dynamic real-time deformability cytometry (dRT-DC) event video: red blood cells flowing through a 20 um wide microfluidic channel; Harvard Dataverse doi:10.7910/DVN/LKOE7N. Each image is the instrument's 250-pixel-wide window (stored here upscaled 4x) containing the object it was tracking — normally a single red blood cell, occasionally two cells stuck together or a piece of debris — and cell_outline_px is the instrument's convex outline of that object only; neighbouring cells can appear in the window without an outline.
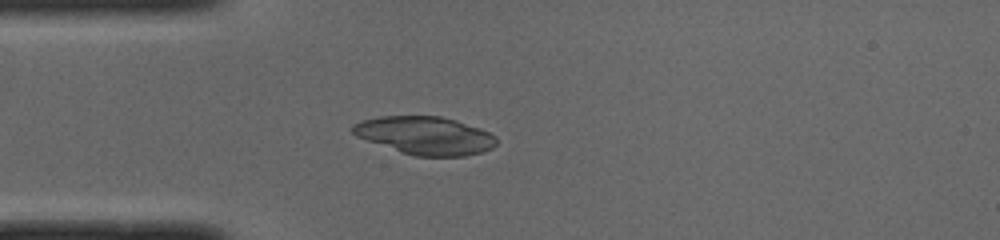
{"species": "common noctule bat (a hibernating species)", "species_latin": "Nyctalus noctula", "temperature_condition": "cold", "stored_images_in_passage": 38, "camera_frame_rate_fps": 3000, "um_per_image_px": 0.085, "animal": {"sex": "male", "body_mass_g": 19.0, "forearm_length_mm": 50.8}, "frame": {"image": 1, "passage_image": 1, "time_ms": 0.0, "image_size_px": [1000, 240], "cell_outline_px": [[496, 144], [492, 148], [484, 152], [464, 156], [416, 156], [356, 136], [352, 132], [352, 124], [360, 120], [380, 116], [440, 116], [456, 120], [480, 128], [496, 136]], "centroid_in_image_um": [36.16, 11.51], "position_along_channel_um": 48.8, "area_um2": 31.62}}
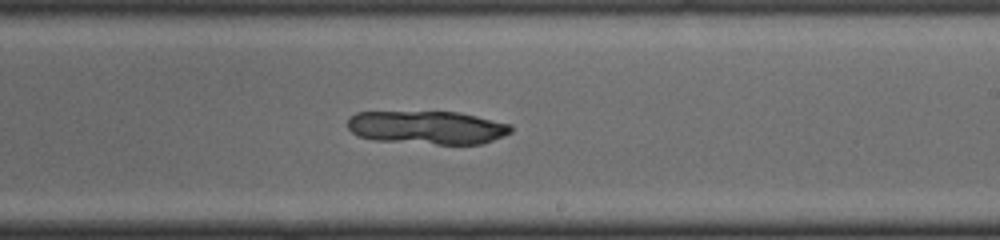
{"frame": {"image": 2, "passage_image": 17, "time_ms": 5.333, "image_size_px": [1000, 240], "cell_outline_px": [[512, 132], [504, 136], [484, 144], [436, 144], [372, 140], [356, 136], [348, 128], [348, 120], [356, 112], [460, 112], [512, 124]], "centroid_in_image_um": [36.35, 10.84], "position_along_channel_um": 252.7, "area_um2": 31.96}}
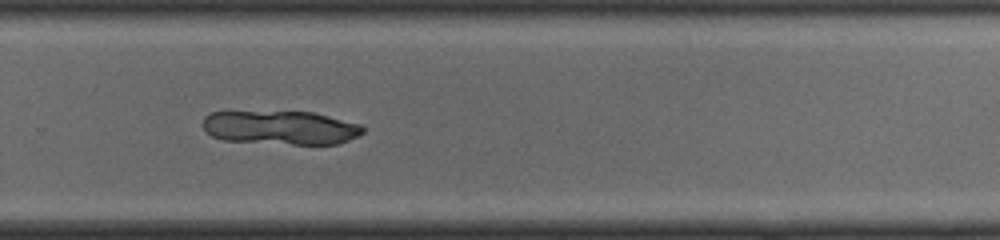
{"frame": {"image": 3, "passage_image": 21, "time_ms": 6.667, "image_size_px": [1000, 240], "cell_outline_px": [[364, 132], [340, 144], [292, 144], [224, 140], [212, 136], [204, 128], [204, 116], [212, 112], [316, 112], [360, 124], [364, 128]], "centroid_in_image_um": [23.9, 10.85], "position_along_channel_um": 305.9, "area_um2": 31.33}}